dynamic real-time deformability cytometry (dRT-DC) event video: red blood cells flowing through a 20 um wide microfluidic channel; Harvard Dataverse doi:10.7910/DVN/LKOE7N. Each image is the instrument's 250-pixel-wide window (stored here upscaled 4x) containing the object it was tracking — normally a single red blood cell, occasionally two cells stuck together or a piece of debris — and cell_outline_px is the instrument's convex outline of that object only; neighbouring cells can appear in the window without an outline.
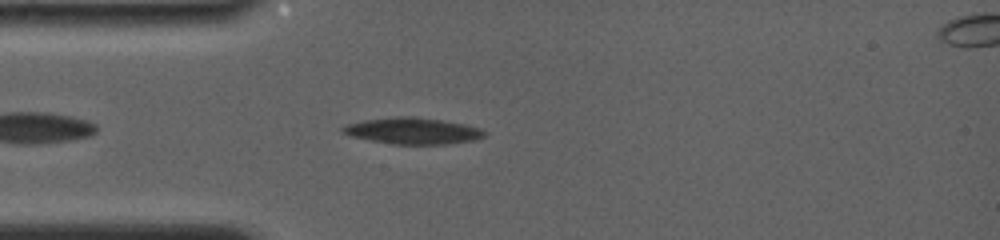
{"species": "common noctule bat (a hibernating species)", "species_latin": "Nyctalus noctula", "temperature_condition": "room temperature", "stored_images_in_passage": 28, "camera_frame_rate_fps": 4000, "um_per_image_px": 0.085, "animal": {"sex": "female", "body_mass_g": 19.0, "forearm_length_mm": 56.7}, "frame": {"image": 1, "passage_image": 4, "time_ms": 1.25, "image_size_px": [1000, 240], "cell_outline_px": [[484, 136], [476, 140], [444, 144], [392, 144], [352, 136], [344, 132], [340, 128], [348, 124], [364, 120], [408, 116], [440, 120], [464, 124], [476, 128], [484, 132]], "centroid_in_image_um": [35.08, 11.13], "position_along_channel_um": 49.9, "area_um2": 21.1}}
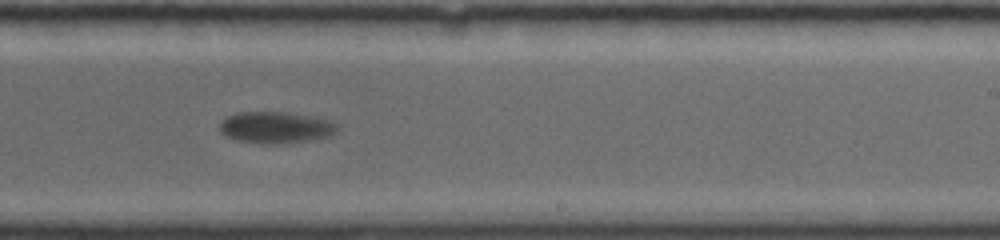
{"frame": {"image": 2, "passage_image": 17, "time_ms": 7.25, "image_size_px": [1000, 240], "cell_outline_px": [[336, 132], [332, 136], [308, 140], [280, 144], [260, 144], [232, 140], [220, 132], [220, 124], [228, 116], [240, 112], [280, 112], [324, 120], [332, 124], [336, 128]], "centroid_in_image_um": [23.32, 10.87], "position_along_channel_um": 265.7, "area_um2": 21.1}}
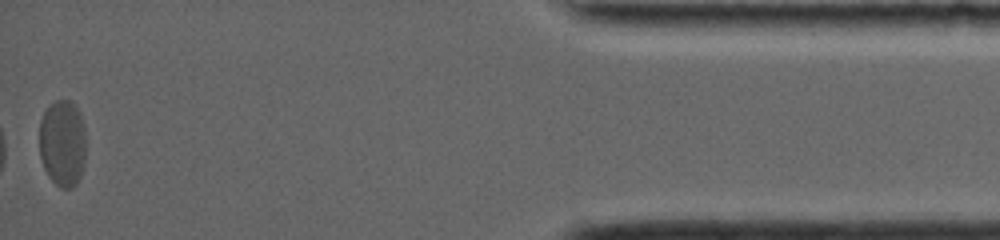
{"frame": {"image": 3, "passage_image": 28, "time_ms": 13.5, "image_size_px": [1000, 240], "cell_outline_px": [[84, 160], [80, 176], [76, 184], [72, 188], [60, 188], [48, 176], [44, 168], [40, 156], [40, 120], [44, 112], [56, 100], [68, 100], [76, 108], [80, 116], [84, 128]], "centroid_in_image_um": [5.3, 12.2], "position_along_channel_um": 429.9, "area_um2": 23.18}, "authors_computed_cell_mechanics": {"area_um2": 21.7906, "velocity_mm_per_s": 3.703, "shape_relaxation_time_tau1_ms": 3.8001, "shape_relaxation_time_tau2_ms": null, "deformation_change_tau1": 0.1356, "deformation_change_tau2": null}}